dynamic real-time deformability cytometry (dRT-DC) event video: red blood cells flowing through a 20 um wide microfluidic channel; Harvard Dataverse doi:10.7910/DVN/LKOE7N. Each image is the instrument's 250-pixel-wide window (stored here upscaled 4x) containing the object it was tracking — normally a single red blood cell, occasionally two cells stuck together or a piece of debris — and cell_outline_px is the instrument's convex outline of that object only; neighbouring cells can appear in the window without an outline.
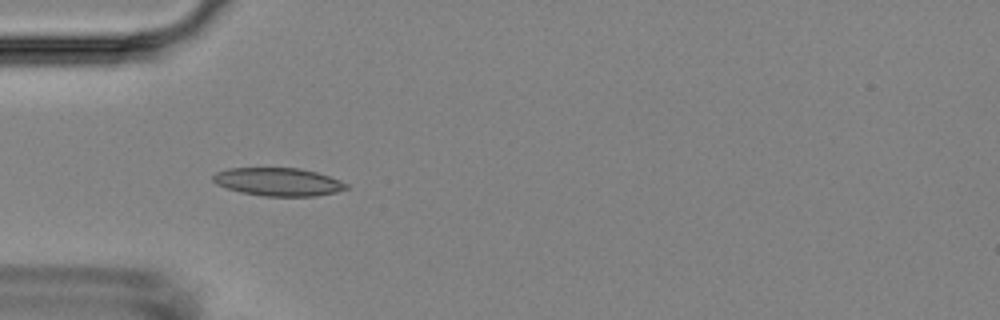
{"species": "Egyptian fruit bat (a non-hibernating species)", "species_latin": "Rousettus aegyptiacus", "temperature_condition": "room temperature", "stored_images_in_passage": 38, "camera_frame_rate_fps": 3000, "um_per_image_px": 0.085, "animal": {"sex": "female"}, "frame": {"image": 1, "passage_image": 1, "time_ms": 0.0, "image_size_px": [1000, 320], "cell_outline_px": [[348, 188], [336, 192], [316, 196], [264, 196], [240, 192], [216, 184], [212, 180], [212, 176], [216, 172], [228, 168], [300, 168], [316, 172], [340, 180], [348, 184]], "centroid_in_image_um": [23.64, 15.45], "position_along_channel_um": 61.4, "area_um2": 21.79}}
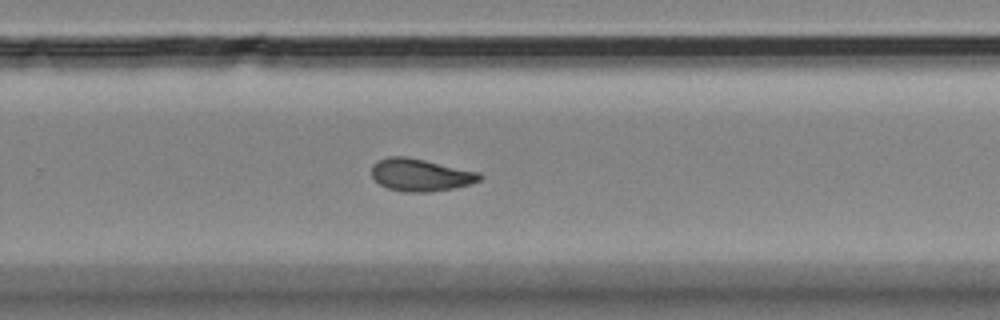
{"frame": {"image": 2, "passage_image": 20, "time_ms": 6.333, "image_size_px": [1000, 320], "cell_outline_px": [[484, 176], [480, 180], [472, 184], [456, 188], [428, 192], [404, 192], [388, 188], [380, 184], [372, 176], [372, 164], [388, 156], [408, 156], [480, 172]], "centroid_in_image_um": [35.79, 14.87], "position_along_channel_um": 294.0, "area_um2": 20.63}}
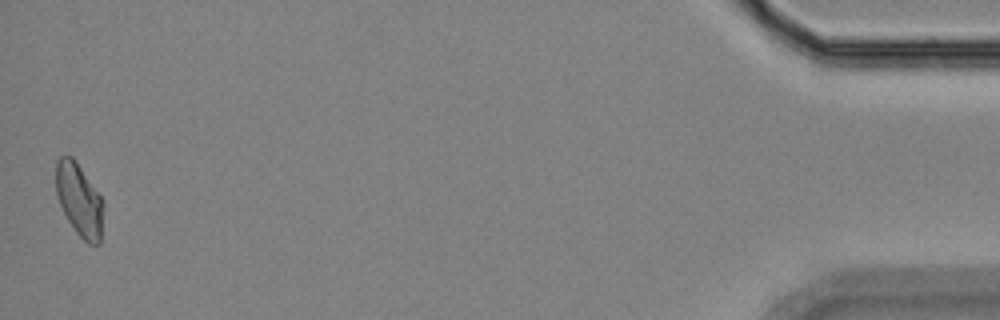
{"frame": {"image": 3, "passage_image": 38, "time_ms": 12.333, "image_size_px": [1000, 320], "cell_outline_px": [[104, 204], [100, 244], [88, 244], [76, 232], [68, 220], [60, 204], [56, 192], [56, 160], [60, 156], [72, 156], [100, 196]], "centroid_in_image_um": [6.74, 17.0], "position_along_channel_um": 428.5, "area_um2": 19.83}, "authors_computed_cell_mechanics": {"area_um2": 20.2589, "velocity_mm_per_s": 3.7041, "shape_relaxation_time_tau1_ms": 6.6447, "shape_relaxation_time_tau2_ms": 2.1671, "deformation_change_tau1": 0.1494, "deformation_change_tau2": 0.0743}}